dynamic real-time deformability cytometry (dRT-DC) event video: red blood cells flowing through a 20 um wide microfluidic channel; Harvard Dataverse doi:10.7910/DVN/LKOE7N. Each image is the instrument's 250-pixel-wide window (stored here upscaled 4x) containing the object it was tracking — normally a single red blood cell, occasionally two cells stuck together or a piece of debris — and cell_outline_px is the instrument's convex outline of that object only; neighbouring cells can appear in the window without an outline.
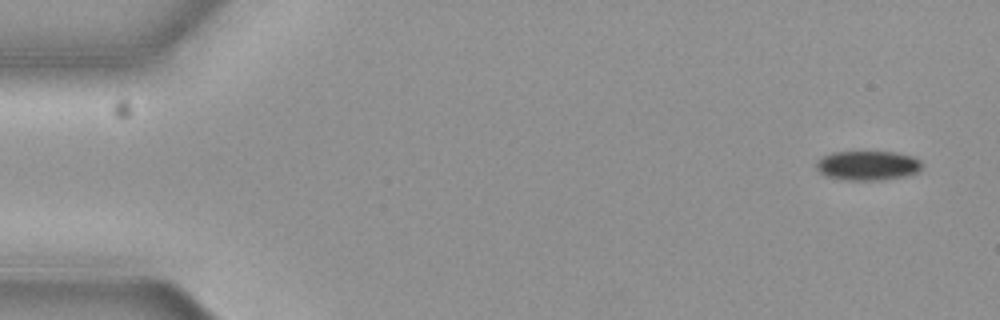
{"species": "common noctule bat (a hibernating species)", "species_latin": "Nyctalus noctula", "temperature_condition": "cold", "stored_images_in_passage": 6, "segment_of_instrument_passage": [1, 2], "camera_frame_rate_fps": 3000, "um_per_image_px": 0.085, "animal": {"sex": "female", "body_mass_g": 19.3, "forearm_length_mm": 54.1}, "frame": {"image": 1, "passage_image": 1, "time_ms": 0.0, "image_size_px": [1000, 320], "cell_outline_px": [[920, 168], [916, 172], [908, 176], [884, 180], [844, 180], [824, 176], [816, 168], [816, 160], [832, 152], [892, 152], [912, 156], [920, 160]], "centroid_in_image_um": [73.72, 14.08], "position_along_channel_um": 11.3, "area_um2": 18.21}}
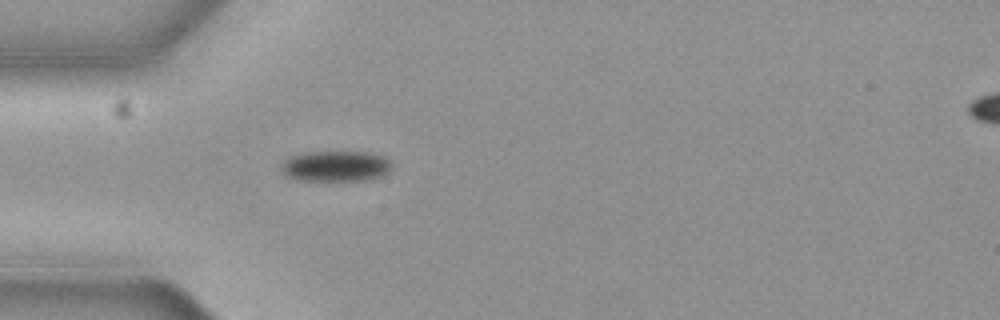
{"frame": {"image": 2, "passage_image": 5, "time_ms": 1.333, "image_size_px": [1000, 320], "cell_outline_px": [[392, 168], [388, 172], [380, 176], [364, 180], [296, 180], [284, 176], [280, 168], [280, 164], [284, 160], [292, 156], [304, 152], [364, 152], [384, 156], [392, 164]], "centroid_in_image_um": [28.49, 14.12], "position_along_channel_um": 56.5, "area_um2": 19.83}}